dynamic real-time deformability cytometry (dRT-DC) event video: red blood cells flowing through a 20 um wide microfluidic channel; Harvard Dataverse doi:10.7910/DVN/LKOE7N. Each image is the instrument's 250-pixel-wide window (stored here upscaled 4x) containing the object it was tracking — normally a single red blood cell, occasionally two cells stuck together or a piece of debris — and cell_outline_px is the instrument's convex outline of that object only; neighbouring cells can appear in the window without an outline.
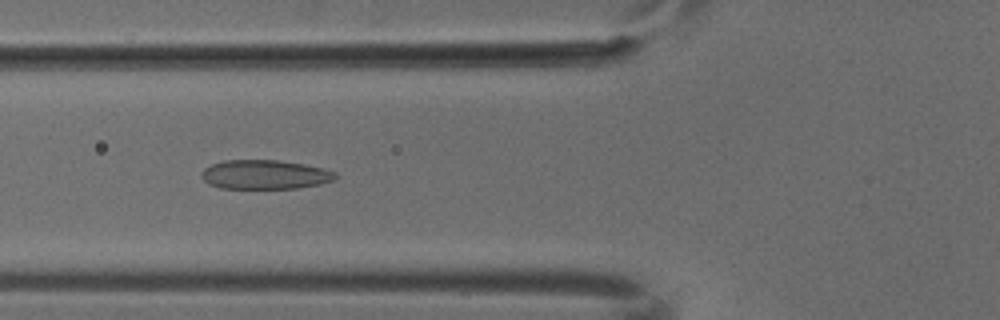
{"species": "common noctule bat (a hibernating species)", "species_latin": "Nyctalus noctula", "temperature_condition": "cold", "stored_images_in_passage": 5, "camera_frame_rate_fps": 3000, "um_per_image_px": 0.085, "animal": {"sex": "male", "body_mass_g": 18.8}, "frame": {"image": 1, "passage_image": 5, "time_ms": 1.333, "image_size_px": [1000, 320], "cell_outline_px": [[336, 180], [320, 184], [296, 188], [220, 188], [208, 184], [200, 176], [204, 168], [212, 164], [224, 160], [276, 160], [304, 164], [336, 172]], "centroid_in_image_um": [22.49, 14.84], "position_along_channel_um": 103.3, "area_um2": 22.72}}